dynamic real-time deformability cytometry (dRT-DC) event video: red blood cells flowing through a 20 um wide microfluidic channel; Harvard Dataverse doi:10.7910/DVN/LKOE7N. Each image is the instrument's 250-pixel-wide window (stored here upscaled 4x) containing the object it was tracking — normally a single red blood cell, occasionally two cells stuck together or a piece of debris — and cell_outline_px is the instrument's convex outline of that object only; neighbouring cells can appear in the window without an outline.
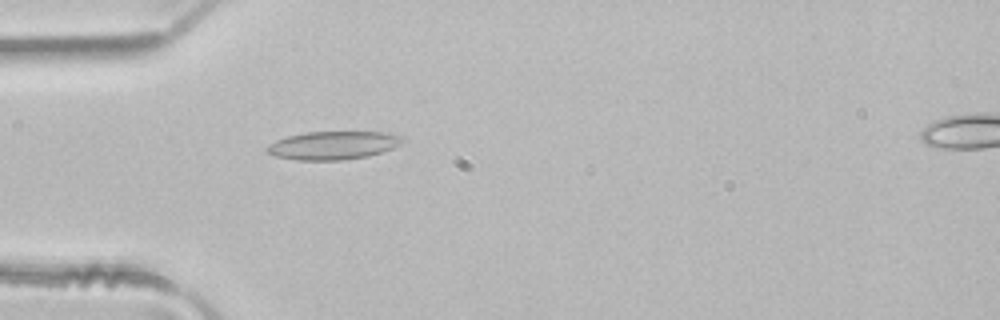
{"species": "common noctule bat (a hibernating species)", "species_latin": "Nyctalus noctula", "temperature_condition": "room temperature", "stored_images_in_passage": 48, "camera_frame_rate_fps": 3000, "um_per_image_px": 0.085, "animal": {"sex": "male", "body_mass_g": 21.5, "forearm_length_mm": 52.0}, "frame": {"image": 1, "passage_image": 14, "time_ms": 4.333, "image_size_px": [1000, 320], "cell_outline_px": [[404, 136], [400, 144], [392, 148], [368, 156], [344, 160], [296, 160], [276, 156], [268, 152], [264, 148], [268, 144], [276, 140], [288, 136], [304, 132], [388, 132]], "centroid_in_image_um": [28.3, 12.35], "position_along_channel_um": 56.7, "area_um2": 22.31}}
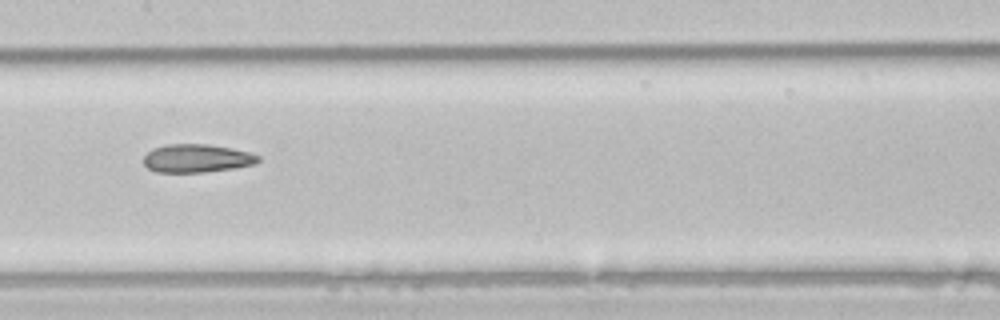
{"frame": {"image": 2, "passage_image": 24, "time_ms": 7.667, "image_size_px": [1000, 320], "cell_outline_px": [[260, 160], [256, 164], [232, 168], [204, 172], [156, 172], [148, 168], [144, 164], [144, 156], [152, 148], [168, 144], [208, 144], [232, 148], [248, 152], [260, 156]], "centroid_in_image_um": [16.73, 13.45], "position_along_channel_um": 190.7, "area_um2": 18.84}}
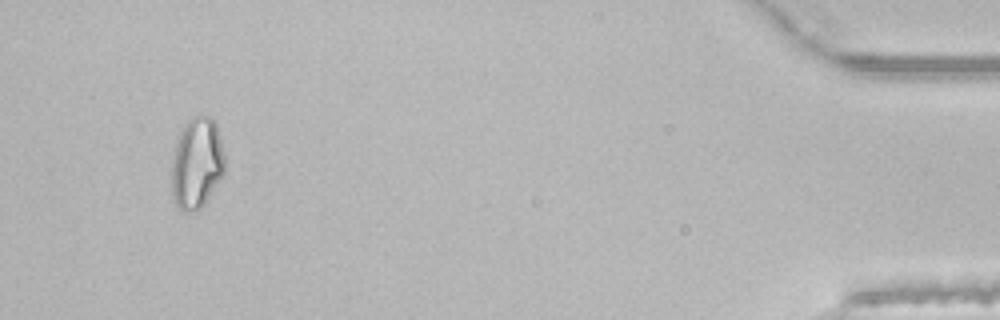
{"frame": {"image": 3, "passage_image": 46, "time_ms": 15.0, "image_size_px": [1000, 320], "cell_outline_px": [[224, 172], [204, 204], [200, 208], [188, 212], [184, 212], [176, 208], [172, 196], [172, 160], [176, 136], [188, 120], [192, 116], [208, 116], [216, 120], [224, 152]], "centroid_in_image_um": [16.71, 13.85], "position_along_channel_um": 418.5, "area_um2": 28.55}, "authors_computed_cell_mechanics": {"area_um2": 21.386, "velocity_mm_per_s": 4.1482, "shape_relaxation_time_tau1_ms": null, "shape_relaxation_time_tau2_ms": 2.9331, "deformation_change_tau1": null, "deformation_change_tau2": 0.1122}}